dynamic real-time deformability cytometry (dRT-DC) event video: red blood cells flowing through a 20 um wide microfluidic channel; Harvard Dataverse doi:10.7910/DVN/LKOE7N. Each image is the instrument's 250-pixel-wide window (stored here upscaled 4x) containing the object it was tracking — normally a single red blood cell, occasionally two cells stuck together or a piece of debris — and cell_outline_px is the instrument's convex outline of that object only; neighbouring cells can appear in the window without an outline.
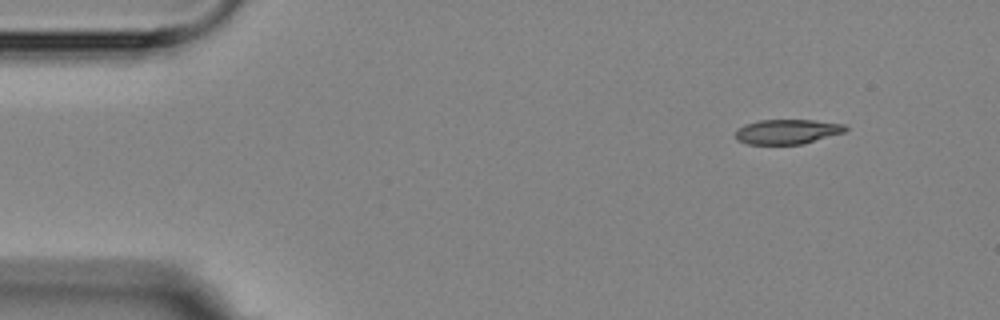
{"species": "Egyptian fruit bat (a non-hibernating species)", "species_latin": "Rousettus aegyptiacus", "temperature_condition": "room temperature", "stored_images_in_passage": 4, "camera_frame_rate_fps": 3000, "um_per_image_px": 0.085, "animal": {"sex": "female"}, "frame": {"image": 1, "passage_image": 1, "time_ms": 0.0, "image_size_px": [1000, 320], "cell_outline_px": [[848, 128], [844, 132], [804, 144], [748, 144], [736, 140], [736, 128], [744, 124], [760, 120], [812, 120], [844, 124]], "centroid_in_image_um": [66.89, 11.19], "position_along_channel_um": 18.1, "area_um2": 15.9}}
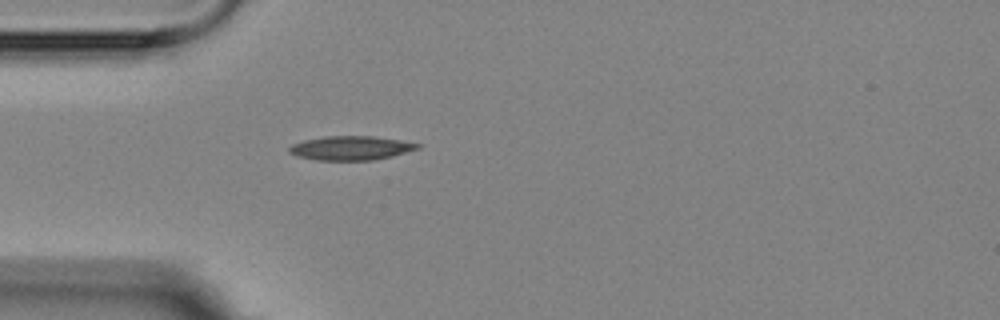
{"frame": {"image": 2, "passage_image": 4, "time_ms": 3.333, "image_size_px": [1000, 320], "cell_outline_px": [[424, 144], [420, 148], [392, 156], [372, 160], [316, 160], [296, 156], [288, 152], [288, 148], [292, 144], [304, 140], [324, 136], [372, 136], [400, 140]], "centroid_in_image_um": [29.82, 12.58], "position_along_channel_um": 55.2, "area_um2": 18.09}}